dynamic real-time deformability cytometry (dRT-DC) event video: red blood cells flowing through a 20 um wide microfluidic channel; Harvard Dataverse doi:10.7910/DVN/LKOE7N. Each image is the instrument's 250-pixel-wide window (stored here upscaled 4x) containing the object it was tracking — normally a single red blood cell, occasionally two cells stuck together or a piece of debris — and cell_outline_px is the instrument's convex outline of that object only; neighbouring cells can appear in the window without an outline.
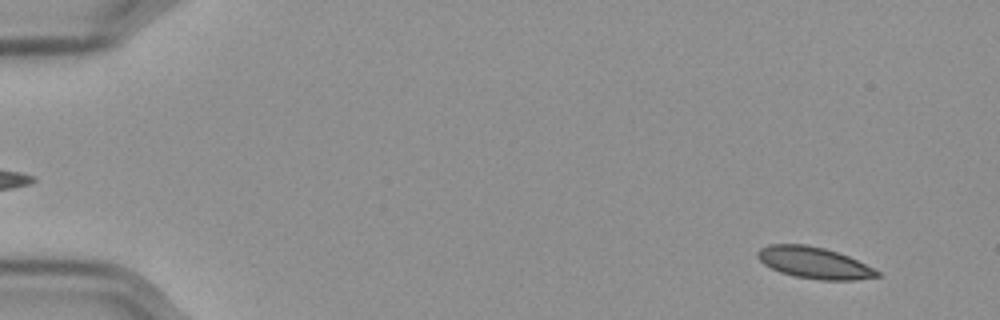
{"species": "Egyptian fruit bat (a non-hibernating species)", "species_latin": "Rousettus aegyptiacus", "temperature_condition": "cold", "stored_images_in_passage": 57, "camera_frame_rate_fps": 3000, "um_per_image_px": 0.085, "frame": {"image": 1, "passage_image": 4, "time_ms": 1.0, "image_size_px": [1000, 320], "cell_outline_px": [[880, 276], [856, 280], [820, 280], [796, 276], [780, 272], [764, 264], [756, 256], [756, 252], [760, 248], [768, 244], [804, 244], [824, 248], [848, 256], [880, 272]], "centroid_in_image_um": [69.16, 22.33], "position_along_channel_um": 15.8, "area_um2": 21.73}}
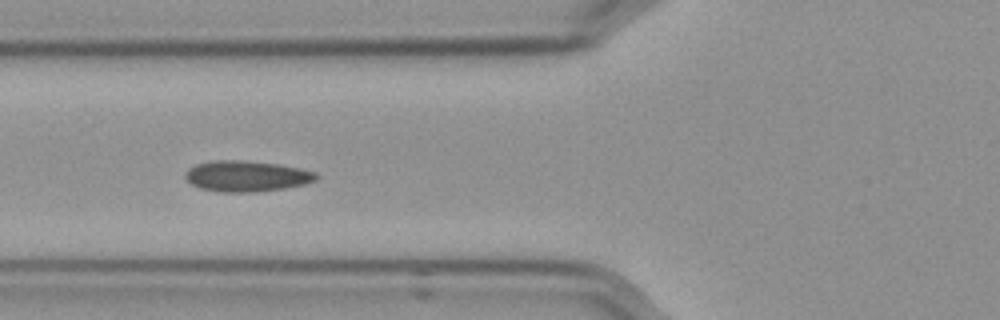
{"frame": {"image": 2, "passage_image": 22, "time_ms": 7.0, "image_size_px": [1000, 320], "cell_outline_px": [[320, 176], [316, 180], [304, 184], [284, 188], [256, 192], [220, 192], [200, 188], [192, 184], [184, 176], [184, 172], [188, 168], [196, 164], [212, 160], [240, 160], [280, 164], [300, 168], [316, 172]], "centroid_in_image_um": [20.96, 14.96], "position_along_channel_um": 104.8, "area_um2": 23.7}}
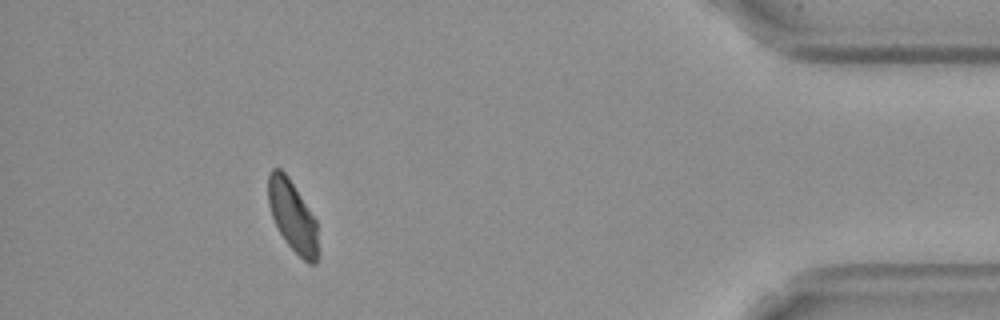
{"frame": {"image": 3, "passage_image": 52, "time_ms": 17.0, "image_size_px": [1000, 320], "cell_outline_px": [[316, 264], [308, 264], [284, 240], [272, 216], [268, 204], [268, 176], [272, 168], [280, 168], [288, 176], [316, 220]], "centroid_in_image_um": [24.83, 18.33], "position_along_channel_um": 410.4, "area_um2": 20.11}, "authors_computed_cell_mechanics": {"area_um2": 22.3108, "velocity_mm_per_s": 3.5562, "shape_relaxation_time_tau1_ms": null, "shape_relaxation_time_tau2_ms": 1.7834, "deformation_change_tau1": null, "deformation_change_tau2": 0.0569}}